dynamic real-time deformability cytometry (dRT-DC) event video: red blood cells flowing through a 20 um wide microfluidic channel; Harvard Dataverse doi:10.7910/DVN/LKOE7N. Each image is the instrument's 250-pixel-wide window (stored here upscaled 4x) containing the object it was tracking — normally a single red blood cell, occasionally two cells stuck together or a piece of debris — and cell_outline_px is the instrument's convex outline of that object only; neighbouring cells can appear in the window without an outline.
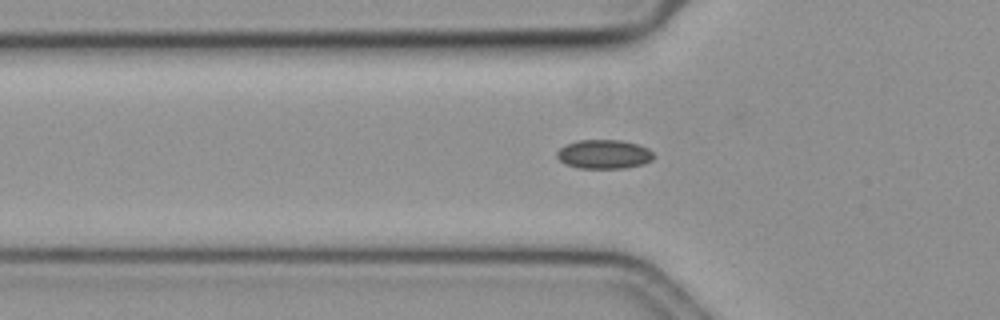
{"species": "common noctule bat (a hibernating species)", "species_latin": "Nyctalus noctula", "temperature_condition": "cold", "stored_images_in_passage": 39, "camera_frame_rate_fps": 3000, "um_per_image_px": 0.085, "animal": {"sex": "female", "body_mass_g": 19.3, "forearm_length_mm": 54.1}, "frame": {"image": 1, "passage_image": 5, "time_ms": 1.333, "image_size_px": [1000, 320], "cell_outline_px": [[656, 156], [652, 160], [644, 164], [624, 168], [580, 168], [564, 164], [556, 156], [556, 152], [560, 148], [568, 144], [580, 140], [620, 140], [636, 144], [648, 148]], "centroid_in_image_um": [51.35, 13.12], "position_along_channel_um": 74.4, "area_um2": 16.36}}
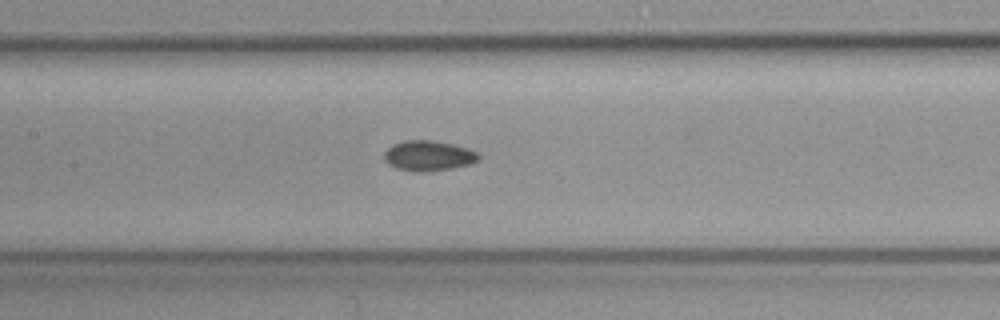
{"frame": {"image": 2, "passage_image": 13, "time_ms": 4.0, "image_size_px": [1000, 320], "cell_outline_px": [[480, 160], [472, 164], [452, 168], [424, 172], [412, 172], [396, 168], [388, 164], [384, 160], [384, 152], [392, 144], [404, 140], [428, 140], [452, 144], [468, 148], [476, 152], [480, 156]], "centroid_in_image_um": [36.41, 13.25], "position_along_channel_um": 171.0, "area_um2": 16.82}}
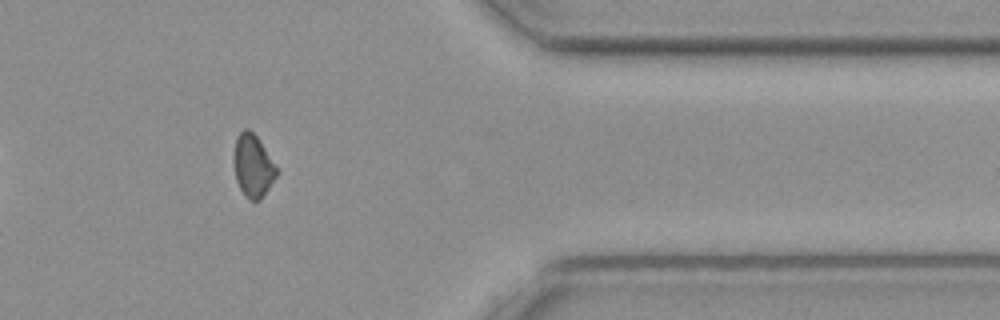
{"frame": {"image": 3, "passage_image": 33, "time_ms": 10.667, "image_size_px": [1000, 320], "cell_outline_px": [[280, 172], [260, 200], [248, 200], [244, 196], [236, 180], [232, 164], [232, 156], [236, 136], [244, 128], [248, 128], [256, 136]], "centroid_in_image_um": [21.47, 14.1], "position_along_channel_um": 389.9, "area_um2": 15.9}}